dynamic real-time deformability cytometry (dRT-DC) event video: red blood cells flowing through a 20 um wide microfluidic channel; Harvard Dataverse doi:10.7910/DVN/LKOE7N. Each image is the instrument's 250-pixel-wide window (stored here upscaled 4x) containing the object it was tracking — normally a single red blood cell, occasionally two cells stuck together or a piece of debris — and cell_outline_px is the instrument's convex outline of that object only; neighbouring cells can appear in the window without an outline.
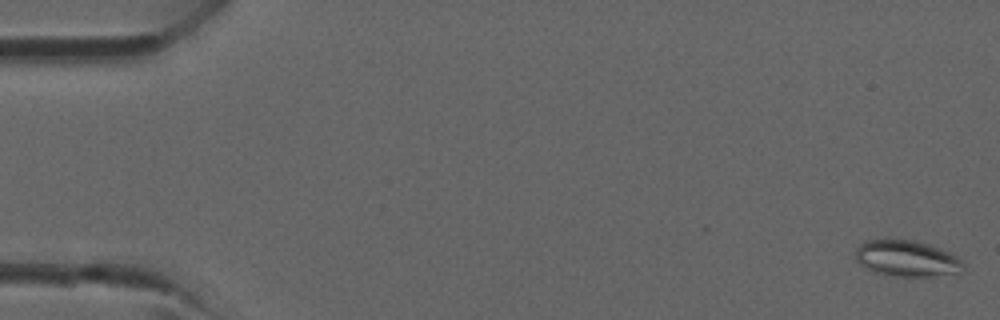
{"species": "common noctule bat (a hibernating species)", "species_latin": "Nyctalus noctula", "temperature_condition": "room temperature", "stored_images_in_passage": 42, "camera_frame_rate_fps": 3000, "um_per_image_px": 0.085, "animal": {"sex": "male", "forearm_length_mm": 52.5}, "frame": {"image": 1, "passage_image": 1, "time_ms": 0.0, "image_size_px": [1000, 320], "cell_outline_px": [[964, 268], [956, 272], [928, 276], [900, 276], [876, 272], [860, 264], [856, 260], [856, 248], [864, 240], [916, 240], [940, 248], [956, 256], [964, 264]], "centroid_in_image_um": [77.05, 21.95], "position_along_channel_um": 7.9, "area_um2": 22.2}}
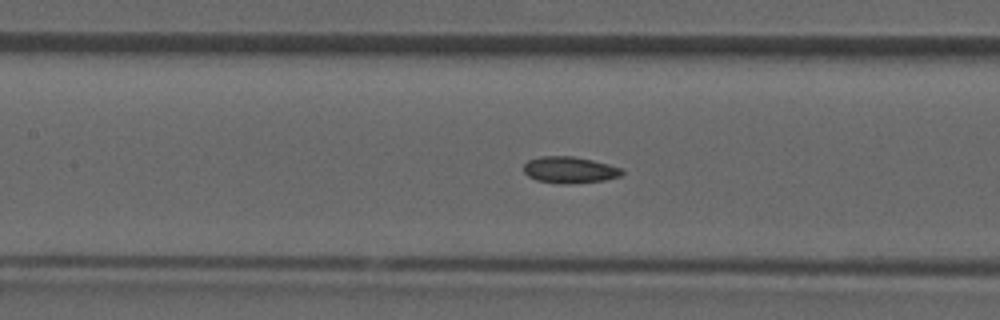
{"frame": {"image": 2, "passage_image": 19, "time_ms": 6.0, "image_size_px": [1000, 320], "cell_outline_px": [[624, 172], [620, 176], [604, 180], [536, 180], [528, 176], [524, 172], [524, 164], [528, 160], [540, 156], [572, 156], [592, 160], [608, 164], [620, 168]], "centroid_in_image_um": [48.4, 14.36], "position_along_channel_um": 159.0, "area_um2": 14.05}}
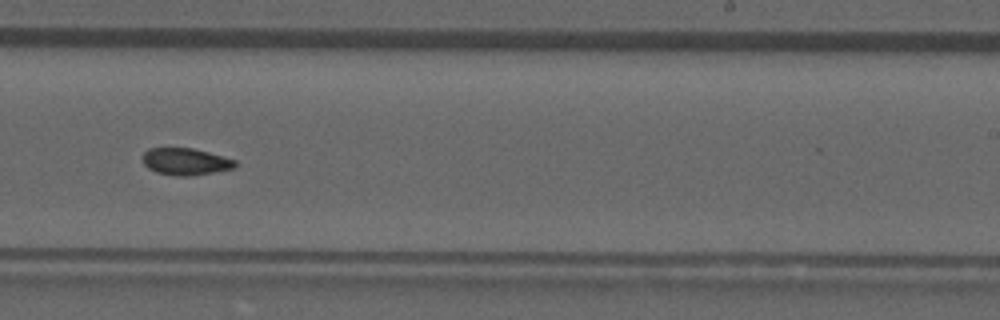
{"frame": {"image": 3, "passage_image": 26, "time_ms": 8.333, "image_size_px": [1000, 320], "cell_outline_px": [[236, 164], [232, 168], [212, 172], [188, 176], [176, 176], [156, 172], [148, 168], [144, 164], [144, 152], [148, 148], [192, 148], [208, 152], [236, 160]], "centroid_in_image_um": [15.74, 13.73], "position_along_channel_um": 273.3, "area_um2": 14.28}}